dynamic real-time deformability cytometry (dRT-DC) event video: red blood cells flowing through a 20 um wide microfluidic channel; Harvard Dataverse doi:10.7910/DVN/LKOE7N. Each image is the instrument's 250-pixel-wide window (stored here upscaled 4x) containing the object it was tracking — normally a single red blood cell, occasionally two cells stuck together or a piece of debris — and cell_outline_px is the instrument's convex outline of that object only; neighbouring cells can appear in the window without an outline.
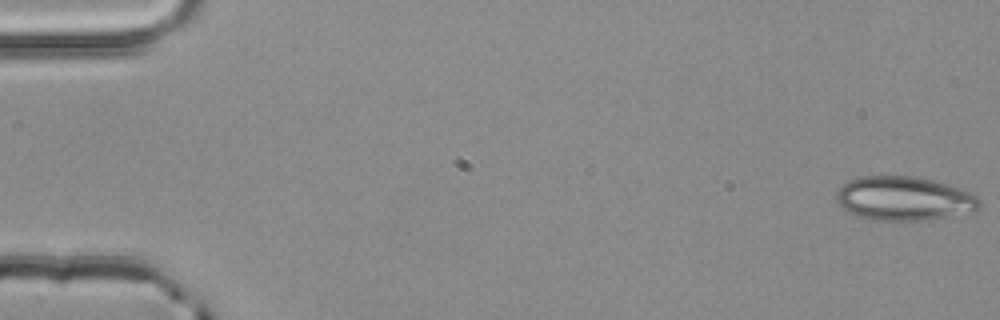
{"species": "common noctule bat (a hibernating species)", "species_latin": "Nyctalus noctula", "temperature_condition": "room temperature", "stored_images_in_passage": 4, "camera_frame_rate_fps": 3000, "um_per_image_px": 0.085, "animal": {"sex": "male", "body_mass_g": 20.4}, "frame": {"image": 1, "passage_image": 1, "time_ms": 0.0, "image_size_px": [1000, 320], "cell_outline_px": [[980, 208], [972, 212], [924, 220], [868, 220], [856, 216], [848, 212], [836, 200], [836, 192], [848, 180], [860, 176], [916, 176], [932, 180], [960, 188], [972, 192], [980, 200]], "centroid_in_image_um": [76.84, 16.87], "position_along_channel_um": 8.2, "area_um2": 36.82}}